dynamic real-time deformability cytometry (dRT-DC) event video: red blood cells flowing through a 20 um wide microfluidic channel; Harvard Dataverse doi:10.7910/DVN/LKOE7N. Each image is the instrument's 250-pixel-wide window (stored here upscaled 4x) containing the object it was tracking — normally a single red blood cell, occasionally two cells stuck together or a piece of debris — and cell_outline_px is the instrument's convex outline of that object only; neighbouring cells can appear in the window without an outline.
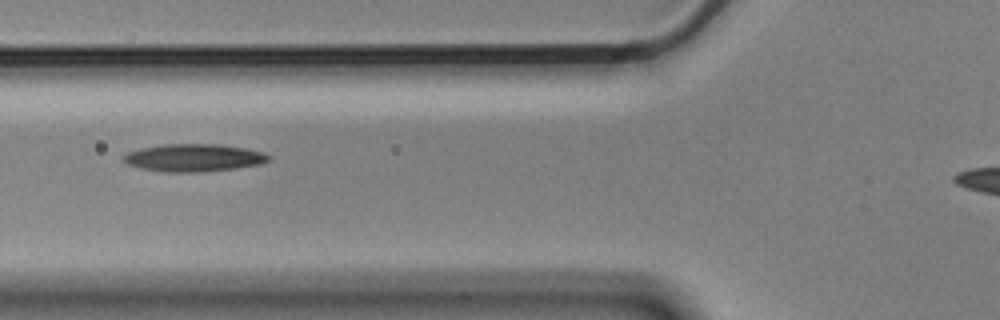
{"species": "Egyptian fruit bat (a non-hibernating species)", "species_latin": "Rousettus aegyptiacus", "temperature_condition": "cold", "stored_images_in_passage": 7, "segment_of_instrument_passage": [1, 2], "camera_frame_rate_fps": 3000, "um_per_image_px": 0.085, "animal": {"sex": "male"}, "frame": {"image": 1, "passage_image": 4, "time_ms": 1.0, "image_size_px": [1000, 320], "cell_outline_px": [[272, 160], [260, 164], [236, 168], [196, 172], [164, 172], [140, 168], [128, 164], [120, 160], [120, 156], [128, 152], [144, 148], [164, 144], [216, 144], [244, 148], [264, 152], [272, 156]], "centroid_in_image_um": [16.47, 13.41], "position_along_channel_um": 109.3, "area_um2": 23.41}}
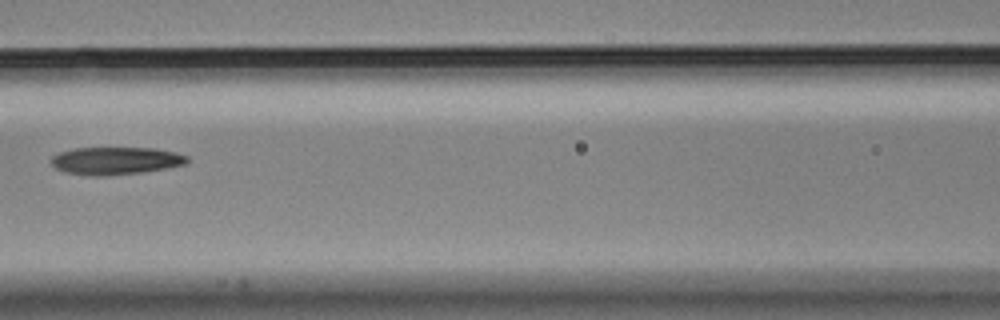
{"frame": {"image": 2, "passage_image": 5, "time_ms": 1.333, "image_size_px": [1000, 320], "cell_outline_px": [[188, 160], [184, 164], [164, 168], [140, 172], [104, 176], [88, 176], [64, 172], [56, 168], [52, 164], [52, 156], [60, 152], [76, 148], [156, 148], [176, 152], [188, 156]], "centroid_in_image_um": [9.81, 13.66], "position_along_channel_um": 156.8, "area_um2": 21.73}}
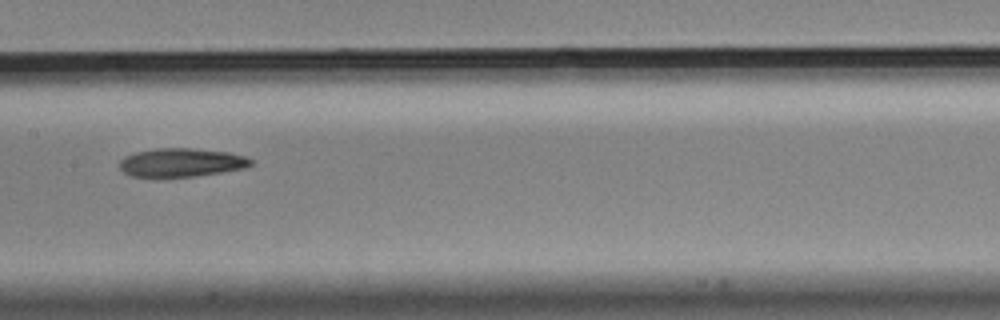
{"frame": {"image": 3, "passage_image": 6, "time_ms": 1.667, "image_size_px": [1000, 320], "cell_outline_px": [[252, 164], [244, 168], [220, 172], [192, 176], [160, 180], [132, 176], [124, 172], [120, 168], [120, 160], [124, 156], [136, 152], [156, 148], [192, 148], [228, 152], [244, 156], [252, 160]], "centroid_in_image_um": [15.34, 13.84], "position_along_channel_um": 192.1, "area_um2": 22.37}}